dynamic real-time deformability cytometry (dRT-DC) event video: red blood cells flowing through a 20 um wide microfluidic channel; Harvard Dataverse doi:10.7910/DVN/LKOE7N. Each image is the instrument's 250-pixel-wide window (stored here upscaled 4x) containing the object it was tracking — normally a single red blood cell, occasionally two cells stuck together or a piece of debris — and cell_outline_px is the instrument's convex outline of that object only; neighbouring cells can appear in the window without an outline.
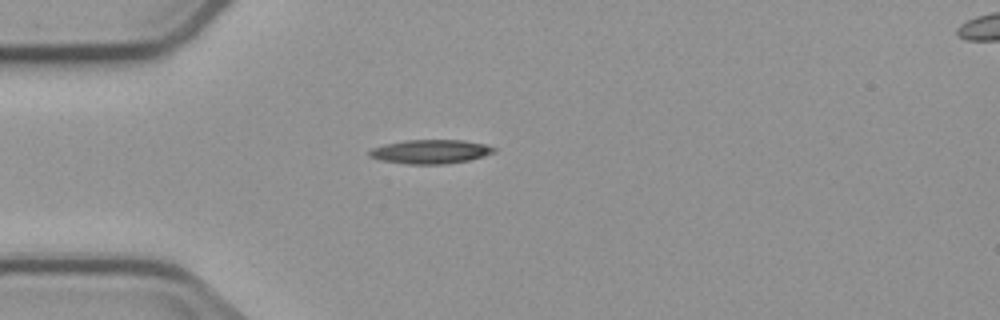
{"species": "common noctule bat (a hibernating species)", "species_latin": "Nyctalus noctula", "temperature_condition": "cold", "stored_images_in_passage": 2, "camera_frame_rate_fps": 3000, "um_per_image_px": 0.085, "animal": {"sex": "male", "body_mass_g": 23.1, "forearm_length_mm": 52.7}, "frame": {"image": 1, "passage_image": 1, "time_ms": 0.0, "image_size_px": [1000, 320], "cell_outline_px": [[496, 152], [484, 156], [468, 160], [444, 164], [408, 164], [380, 160], [368, 156], [368, 152], [372, 148], [388, 144], [408, 140], [464, 140], [484, 144], [496, 148]], "centroid_in_image_um": [36.61, 12.89], "position_along_channel_um": 48.4, "area_um2": 17.28}}